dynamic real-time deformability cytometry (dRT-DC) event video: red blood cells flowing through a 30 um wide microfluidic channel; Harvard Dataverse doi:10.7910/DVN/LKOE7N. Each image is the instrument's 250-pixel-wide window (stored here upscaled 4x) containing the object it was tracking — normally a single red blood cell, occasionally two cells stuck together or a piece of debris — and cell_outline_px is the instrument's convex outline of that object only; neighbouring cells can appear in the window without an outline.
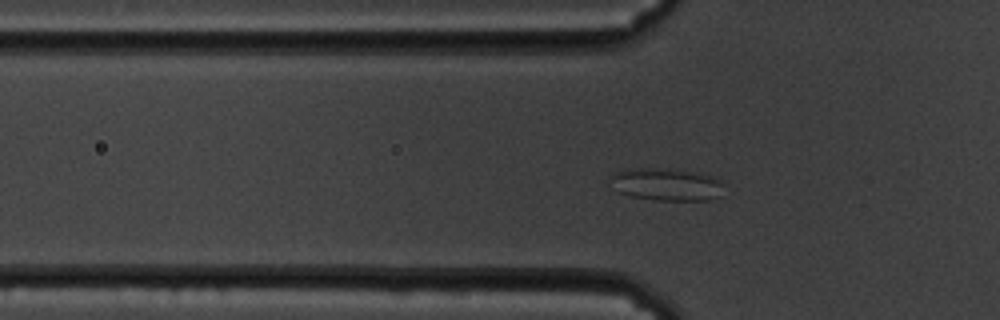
{"species": "common noctule bat (a hibernating species)", "species_latin": "Nyctalus noctula", "temperature_condition": "cold", "stored_images_in_passage": 50, "camera_frame_rate_fps": 3000, "um_per_image_px": 0.085, "animal": {"sex": "male", "body_mass_g": 19.5, "forearm_length_mm": 54.6}, "frame": {"image": 1, "passage_image": 9, "time_ms": 2.667, "image_size_px": [1000, 320], "cell_outline_px": [[720, 196], [708, 200], [656, 200], [632, 196], [620, 192], [612, 188], [608, 176], [624, 168], [668, 168], [696, 172], [712, 176], [720, 180]], "centroid_in_image_um": [56.56, 15.65], "position_along_channel_um": 69.2, "area_um2": 21.62}}
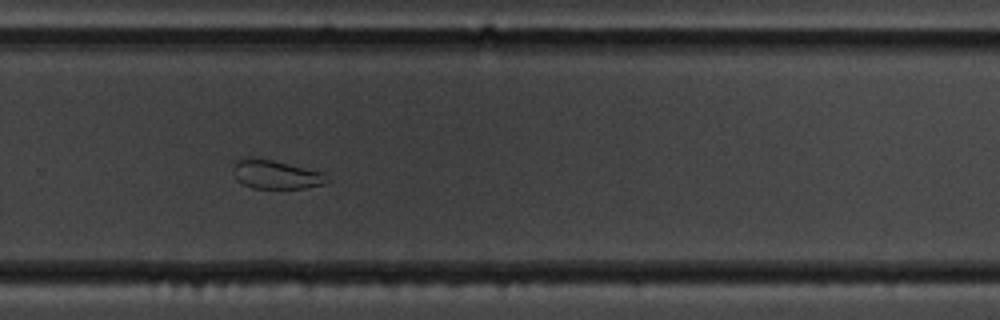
{"frame": {"image": 2, "passage_image": 30, "time_ms": 9.667, "image_size_px": [1000, 320], "cell_outline_px": [[332, 180], [324, 184], [304, 188], [252, 188], [236, 180], [232, 168], [236, 160], [240, 156], [252, 156], [272, 160], [324, 172]], "centroid_in_image_um": [23.43, 14.81], "position_along_channel_um": 306.4, "area_um2": 16.13}}
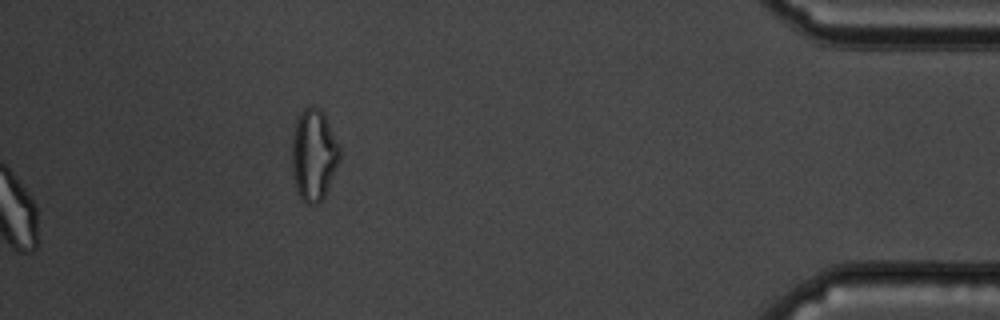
{"frame": {"image": 3, "passage_image": 50, "time_ms": 16.333, "image_size_px": [1000, 320], "cell_outline_px": [[340, 160], [324, 196], [316, 204], [308, 204], [300, 196], [296, 188], [292, 172], [292, 140], [296, 124], [300, 112], [304, 108], [312, 104], [320, 108], [340, 148]], "centroid_in_image_um": [26.66, 13.16], "position_along_channel_um": 408.5, "area_um2": 25.09}, "authors_computed_cell_mechanics": {"area_um2": 21.4149, "velocity_mm_per_s": 3.4072, "shape_relaxation_time_tau1_ms": null, "shape_relaxation_time_tau2_ms": 1.1364, "deformation_change_tau1": null, "deformation_change_tau2": 0.0641}}